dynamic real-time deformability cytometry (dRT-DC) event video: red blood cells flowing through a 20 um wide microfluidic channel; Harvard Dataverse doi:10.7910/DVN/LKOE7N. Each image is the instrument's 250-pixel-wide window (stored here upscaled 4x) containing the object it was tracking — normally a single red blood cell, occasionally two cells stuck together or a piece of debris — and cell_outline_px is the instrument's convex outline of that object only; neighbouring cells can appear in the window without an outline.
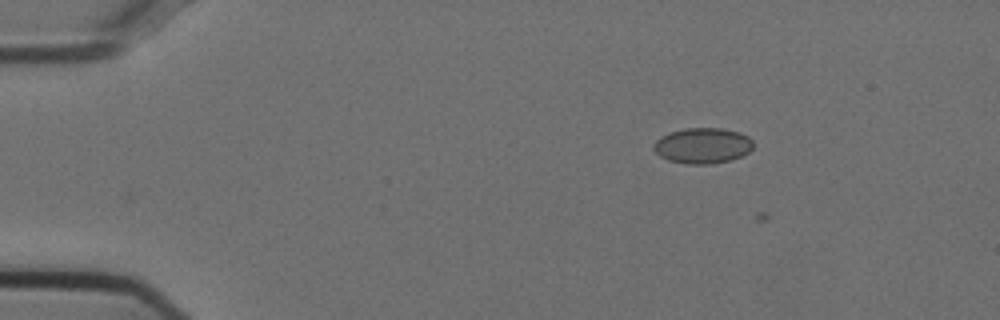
{"species": "Egyptian fruit bat (a non-hibernating species)", "species_latin": "Rousettus aegyptiacus", "temperature_condition": "cold", "stored_images_in_passage": 10, "camera_frame_rate_fps": 3000, "um_per_image_px": 0.085, "animal": {"sex": "female"}, "frame": {"image": 1, "passage_image": 9, "time_ms": 2.667, "image_size_px": [1000, 320], "cell_outline_px": [[752, 148], [748, 152], [732, 160], [712, 164], [688, 164], [668, 160], [660, 156], [652, 148], [652, 144], [660, 136], [672, 132], [688, 128], [720, 128], [740, 132], [748, 136], [752, 140]], "centroid_in_image_um": [59.71, 12.38], "position_along_channel_um": 25.3, "area_um2": 20.69}}